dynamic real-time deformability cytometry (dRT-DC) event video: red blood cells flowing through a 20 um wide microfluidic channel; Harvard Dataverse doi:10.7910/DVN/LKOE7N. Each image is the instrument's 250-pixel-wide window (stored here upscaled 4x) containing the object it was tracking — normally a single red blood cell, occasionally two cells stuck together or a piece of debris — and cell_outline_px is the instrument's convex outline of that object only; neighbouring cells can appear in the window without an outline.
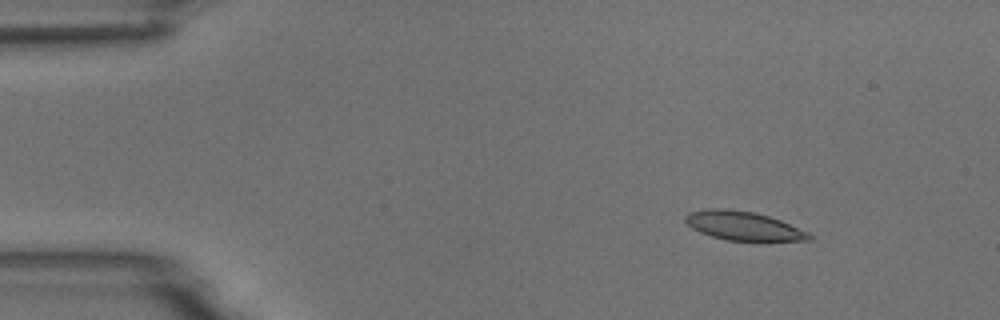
{"species": "common noctule bat (a hibernating species)", "species_latin": "Nyctalus noctula", "temperature_condition": "room temperature", "stored_images_in_passage": 8, "camera_frame_rate_fps": 3000, "um_per_image_px": 0.085, "animal": {"sex": "male", "body_mass_g": 18.8}, "frame": {"image": 1, "passage_image": 2, "time_ms": 1.0, "image_size_px": [1000, 320], "cell_outline_px": [[812, 240], [760, 244], [724, 240], [700, 232], [692, 228], [684, 220], [684, 216], [688, 212], [708, 208], [724, 208], [756, 212], [780, 220], [808, 232], [812, 236]], "centroid_in_image_um": [63.24, 19.25], "position_along_channel_um": 21.8, "area_um2": 21.96}}
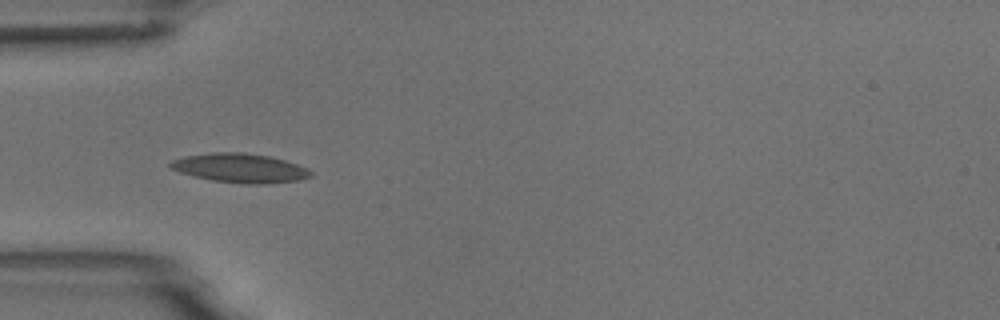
{"frame": {"image": 2, "passage_image": 5, "time_ms": 4.333, "image_size_px": [1000, 320], "cell_outline_px": [[312, 176], [300, 180], [268, 184], [248, 184], [212, 180], [180, 172], [168, 168], [168, 164], [172, 160], [184, 156], [212, 152], [244, 152], [268, 156], [284, 160], [308, 168], [312, 172]], "centroid_in_image_um": [20.4, 14.28], "position_along_channel_um": 64.6, "area_um2": 23.87}}